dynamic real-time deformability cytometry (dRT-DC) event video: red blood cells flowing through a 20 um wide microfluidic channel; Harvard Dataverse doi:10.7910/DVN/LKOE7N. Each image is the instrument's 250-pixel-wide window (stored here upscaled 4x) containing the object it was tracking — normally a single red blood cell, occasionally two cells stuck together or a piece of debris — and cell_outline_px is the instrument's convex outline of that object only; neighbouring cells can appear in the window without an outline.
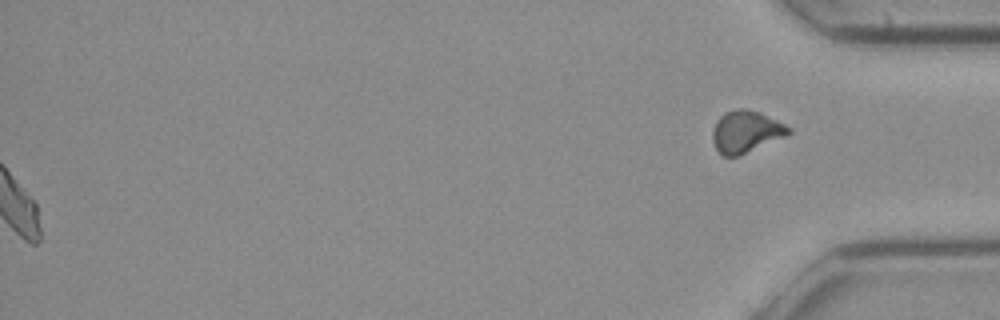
{"species": "common noctule bat (a hibernating species)", "species_latin": "Nyctalus noctula", "temperature_condition": "cold", "stored_images_in_passage": 49, "segment_of_instrument_passage": [2, 2], "camera_frame_rate_fps": 3000, "um_per_image_px": 0.085, "animal": {"sex": "female", "body_mass_g": 21.9}, "frame": {"image": 1, "passage_image": 49, "time_ms": 16.0, "image_size_px": [1000, 320], "cell_outline_px": [[792, 132], [788, 136], [736, 156], [724, 156], [716, 148], [712, 140], [712, 132], [716, 120], [724, 112], [736, 108], [748, 108], [760, 112], [792, 128]], "centroid_in_image_um": [63.41, 11.16], "position_along_channel_um": 371.8, "area_um2": 18.67}}